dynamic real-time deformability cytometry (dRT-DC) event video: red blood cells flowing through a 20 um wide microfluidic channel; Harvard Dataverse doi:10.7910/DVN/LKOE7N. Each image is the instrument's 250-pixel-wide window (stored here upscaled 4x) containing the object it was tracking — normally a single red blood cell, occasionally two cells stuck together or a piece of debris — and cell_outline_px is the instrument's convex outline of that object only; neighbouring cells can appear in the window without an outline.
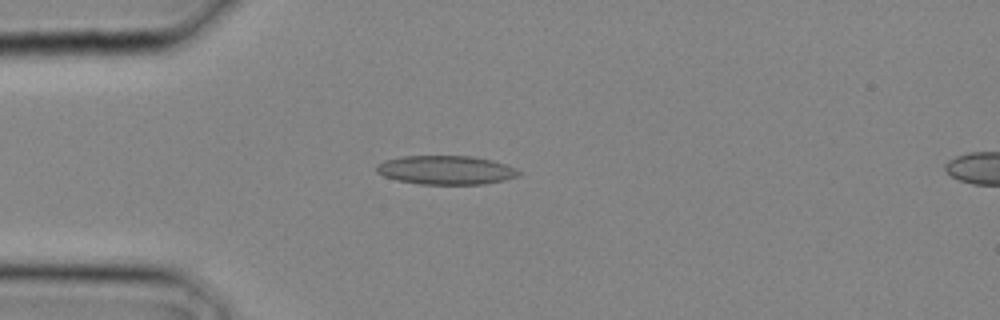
{"species": "common noctule bat (a hibernating species)", "species_latin": "Nyctalus noctula", "temperature_condition": "cold", "stored_images_in_passage": 3, "camera_frame_rate_fps": 3000, "um_per_image_px": 0.085, "animal": {"sex": "male", "body_mass_g": 20.4}, "frame": {"image": 1, "passage_image": 1, "time_ms": 0.0, "image_size_px": [1000, 320], "cell_outline_px": [[524, 172], [516, 176], [504, 180], [484, 184], [420, 184], [396, 180], [384, 176], [376, 172], [376, 164], [384, 160], [400, 156], [472, 156], [492, 160], [516, 168]], "centroid_in_image_um": [37.88, 14.45], "position_along_channel_um": 47.1, "area_um2": 24.04}}